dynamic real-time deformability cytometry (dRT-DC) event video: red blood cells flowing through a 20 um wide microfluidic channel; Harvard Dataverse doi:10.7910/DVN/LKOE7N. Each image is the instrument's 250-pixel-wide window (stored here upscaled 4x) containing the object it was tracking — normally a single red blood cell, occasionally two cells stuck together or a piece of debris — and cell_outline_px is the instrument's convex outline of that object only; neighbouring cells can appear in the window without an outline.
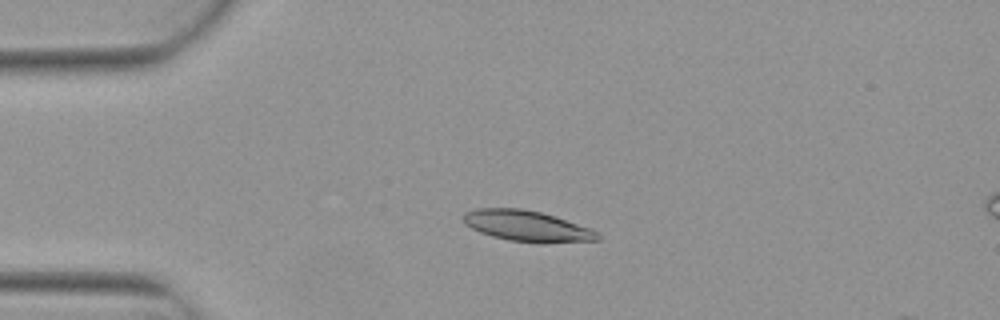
{"species": "Egyptian fruit bat (a non-hibernating species)", "species_latin": "Rousettus aegyptiacus", "temperature_condition": "warm", "stored_images_in_passage": 5, "segment_of_instrument_passage": [1, 2], "camera_frame_rate_fps": 3000, "um_per_image_px": 0.085, "animal": {"sex": "female"}, "frame": {"image": 1, "passage_image": 3, "time_ms": 0.667, "image_size_px": [1000, 320], "cell_outline_px": [[600, 240], [544, 244], [540, 244], [508, 240], [492, 236], [480, 232], [464, 224], [464, 212], [476, 208], [520, 208], [540, 212], [588, 228], [596, 232], [600, 236]], "centroid_in_image_um": [44.76, 19.23], "position_along_channel_um": 40.2, "area_um2": 24.04}}